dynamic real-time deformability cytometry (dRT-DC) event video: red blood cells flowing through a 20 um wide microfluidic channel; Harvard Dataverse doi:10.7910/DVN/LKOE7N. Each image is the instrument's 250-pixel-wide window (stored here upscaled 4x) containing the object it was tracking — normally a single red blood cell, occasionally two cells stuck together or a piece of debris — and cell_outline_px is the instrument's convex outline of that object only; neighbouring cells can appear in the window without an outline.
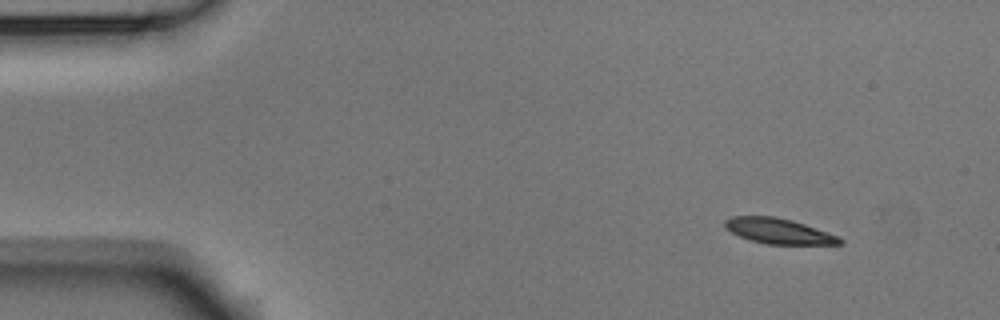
{"species": "Egyptian fruit bat (a non-hibernating species)", "species_latin": "Rousettus aegyptiacus", "temperature_condition": "room temperature", "stored_images_in_passage": 4, "camera_frame_rate_fps": 3000, "um_per_image_px": 0.085, "animal": {"sex": "male"}, "frame": {"image": 1, "passage_image": 1, "time_ms": 0.0, "image_size_px": [1000, 320], "cell_outline_px": [[844, 244], [768, 244], [752, 240], [740, 236], [724, 228], [724, 220], [732, 216], [776, 216], [792, 220], [840, 236], [844, 240]], "centroid_in_image_um": [66.21, 19.63], "position_along_channel_um": 18.8, "area_um2": 16.99}}
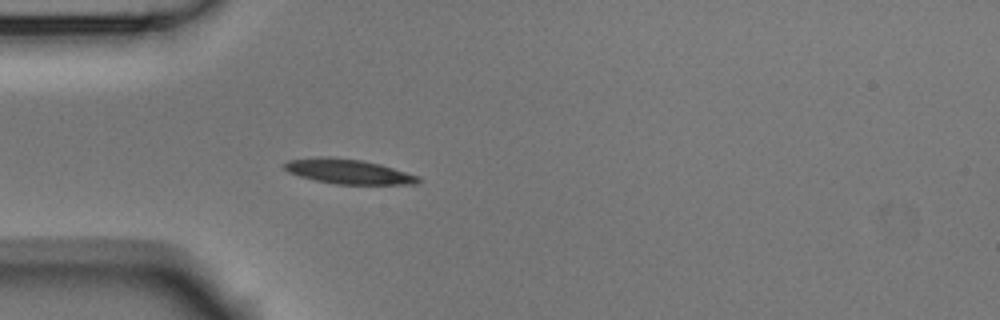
{"frame": {"image": 2, "passage_image": 4, "time_ms": 1.0, "image_size_px": [1000, 320], "cell_outline_px": [[424, 180], [416, 184], [336, 184], [316, 180], [300, 176], [288, 172], [284, 168], [284, 164], [288, 160], [320, 156], [328, 156], [360, 160], [380, 164], [420, 176]], "centroid_in_image_um": [29.64, 14.57], "position_along_channel_um": 55.4, "area_um2": 19.31}}